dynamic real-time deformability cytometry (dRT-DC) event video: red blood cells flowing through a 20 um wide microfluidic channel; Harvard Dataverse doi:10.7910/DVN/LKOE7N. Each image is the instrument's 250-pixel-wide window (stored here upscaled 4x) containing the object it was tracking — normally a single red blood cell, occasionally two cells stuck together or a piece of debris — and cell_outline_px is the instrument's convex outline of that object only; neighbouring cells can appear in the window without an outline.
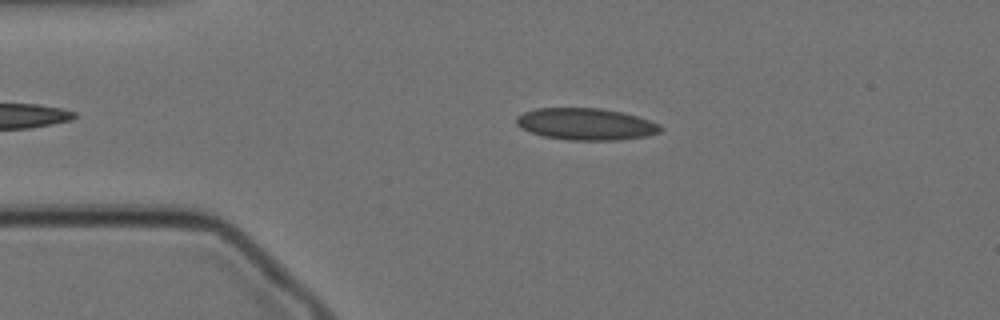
{"species": "Egyptian fruit bat (a non-hibernating species)", "species_latin": "Rousettus aegyptiacus", "temperature_condition": "cold", "stored_images_in_passage": 18, "camera_frame_rate_fps": 3000, "um_per_image_px": 0.085, "animal": {"sex": "female"}, "frame": {"image": 1, "passage_image": 6, "time_ms": 1.667, "image_size_px": [1000, 320], "cell_outline_px": [[664, 128], [660, 132], [648, 136], [616, 140], [568, 140], [544, 136], [520, 128], [516, 124], [516, 116], [524, 112], [536, 108], [600, 108], [624, 112], [660, 124]], "centroid_in_image_um": [49.81, 10.54], "position_along_channel_um": 35.2, "area_um2": 26.82}}
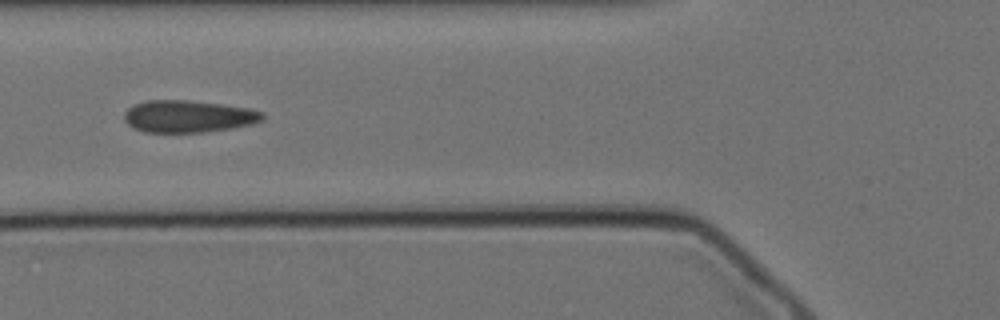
{"frame": {"image": 2, "passage_image": 15, "time_ms": 4.667, "image_size_px": [1000, 320], "cell_outline_px": [[264, 120], [252, 124], [232, 128], [204, 132], [144, 132], [132, 128], [124, 120], [124, 112], [132, 104], [148, 100], [188, 100], [220, 104], [248, 108], [264, 112]], "centroid_in_image_um": [15.98, 9.89], "position_along_channel_um": 109.8, "area_um2": 26.07}}
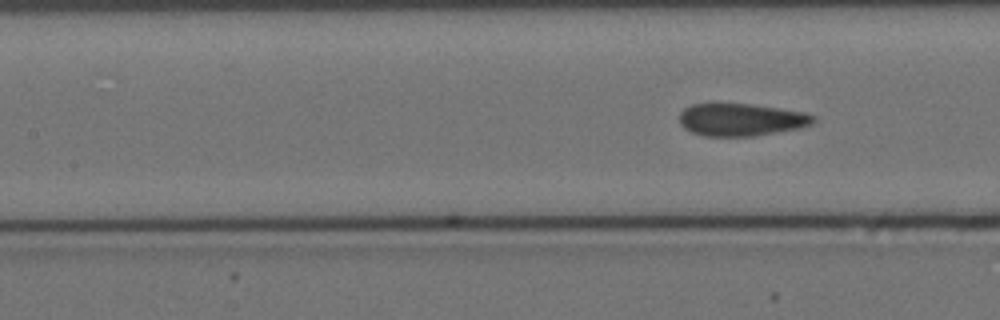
{"frame": {"image": 3, "passage_image": 18, "time_ms": 5.667, "image_size_px": [1000, 320], "cell_outline_px": [[816, 120], [812, 124], [800, 128], [752, 136], [704, 136], [692, 132], [684, 128], [680, 124], [680, 112], [684, 108], [692, 104], [712, 100], [716, 100], [752, 104], [804, 112], [816, 116]], "centroid_in_image_um": [62.94, 10.12], "position_along_channel_um": 144.5, "area_um2": 26.24}}